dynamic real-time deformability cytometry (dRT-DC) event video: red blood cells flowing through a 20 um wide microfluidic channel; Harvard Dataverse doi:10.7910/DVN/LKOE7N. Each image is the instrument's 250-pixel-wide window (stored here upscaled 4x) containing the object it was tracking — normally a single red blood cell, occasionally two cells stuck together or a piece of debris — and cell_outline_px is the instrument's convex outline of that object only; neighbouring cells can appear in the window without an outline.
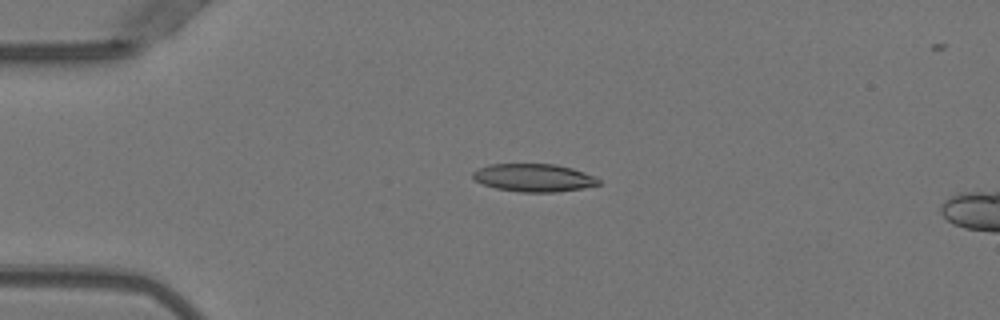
{"species": "Egyptian fruit bat (a non-hibernating species)", "species_latin": "Rousettus aegyptiacus", "temperature_condition": "warm", "stored_images_in_passage": 21, "camera_frame_rate_fps": 3000, "um_per_image_px": 0.085, "animal": {"sex": "female"}, "frame": {"image": 1, "passage_image": 12, "time_ms": 3.667, "image_size_px": [1000, 320], "cell_outline_px": [[600, 184], [584, 188], [556, 192], [520, 192], [496, 188], [484, 184], [476, 180], [472, 176], [472, 172], [488, 164], [556, 164], [572, 168], [596, 176], [600, 180]], "centroid_in_image_um": [45.41, 15.1], "position_along_channel_um": 39.6, "area_um2": 20.46}}